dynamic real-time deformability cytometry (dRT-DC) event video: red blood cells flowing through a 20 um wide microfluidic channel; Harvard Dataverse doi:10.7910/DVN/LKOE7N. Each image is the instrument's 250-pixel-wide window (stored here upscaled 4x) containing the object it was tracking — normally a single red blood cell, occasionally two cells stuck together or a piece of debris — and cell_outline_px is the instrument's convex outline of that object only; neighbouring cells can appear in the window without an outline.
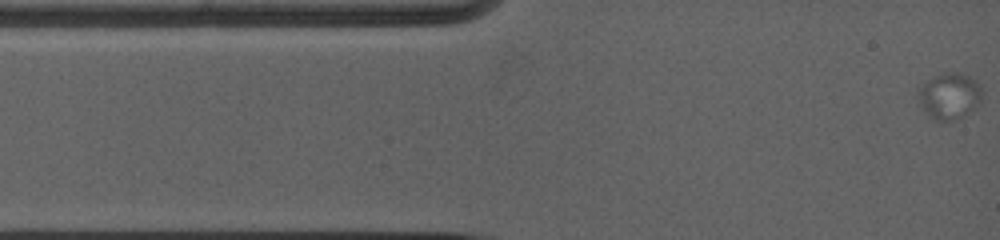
{"species": "common noctule bat (a hibernating species)", "species_latin": "Nyctalus noctula", "temperature_condition": "warm", "stored_images_in_passage": 31, "camera_frame_rate_fps": 5000, "um_per_image_px": 0.085, "animal": {"sex": "female", "body_mass_g": 19.0, "forearm_length_mm": 53.3}, "frame": {"image": 1, "passage_image": 1, "time_ms": 0.0, "image_size_px": [1000, 240], "cell_outline_px": [[980, 100], [964, 116], [952, 120], [928, 120], [916, 92], [928, 80], [936, 76], [968, 76], [976, 80], [980, 84]], "centroid_in_image_um": [80.65, 8.24], "position_along_channel_um": 4.3, "area_um2": 16.3}}
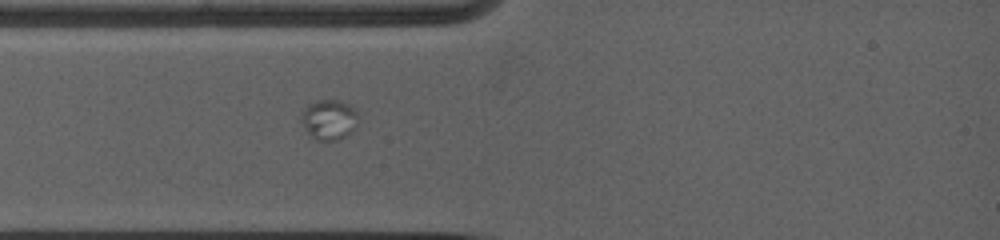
{"frame": {"image": 2, "passage_image": 9, "time_ms": 2.8, "image_size_px": [1000, 240], "cell_outline_px": [[356, 124], [348, 136], [336, 140], [316, 140], [308, 132], [300, 120], [300, 112], [308, 104], [316, 100], [340, 100], [348, 104], [356, 112]], "centroid_in_image_um": [27.92, 10.16], "position_along_channel_um": 57.1, "area_um2": 13.24}}
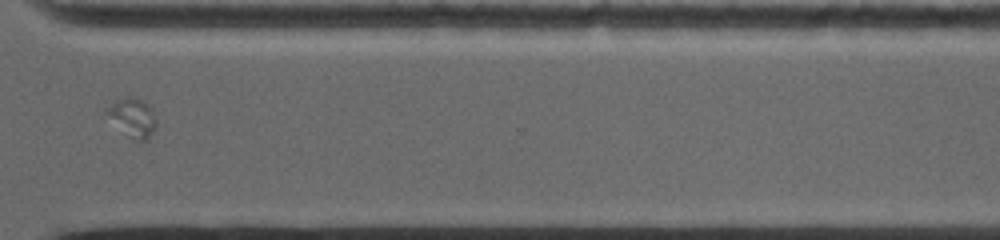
{"frame": {"image": 3, "passage_image": 30, "time_ms": 10.6, "image_size_px": [1000, 240], "cell_outline_px": [[156, 128], [144, 140], [140, 140], [128, 136], [104, 112], [104, 108], [116, 100], [128, 96], [140, 100], [148, 104], [152, 108], [156, 116]], "centroid_in_image_um": [11.27, 9.95], "position_along_channel_um": 359.3, "area_um2": 10.92}}